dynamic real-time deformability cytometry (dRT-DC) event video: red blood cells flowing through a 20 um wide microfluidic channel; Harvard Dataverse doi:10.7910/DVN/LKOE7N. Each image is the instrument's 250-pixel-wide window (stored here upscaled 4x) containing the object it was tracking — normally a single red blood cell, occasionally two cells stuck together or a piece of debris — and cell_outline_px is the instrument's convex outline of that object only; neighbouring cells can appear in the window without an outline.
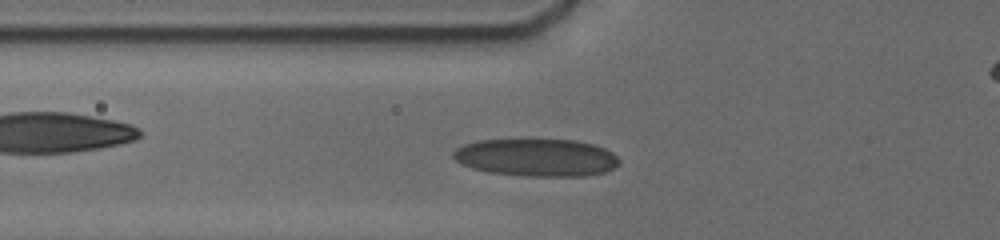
{"species": "human", "species_latin": "Homo sapiens", "temperature_condition": "cold", "stored_images_in_passage": 40, "camera_frame_rate_fps": 3000, "um_per_image_px": 0.085, "donor": {"sex": "male"}, "frame": {"image": 1, "passage_image": 10, "time_ms": 2.333, "image_size_px": [1000, 240], "cell_outline_px": [[620, 164], [604, 172], [584, 176], [520, 176], [488, 172], [472, 168], [460, 164], [452, 156], [452, 152], [456, 148], [464, 144], [476, 140], [576, 140], [596, 144], [612, 152], [620, 160]], "centroid_in_image_um": [45.59, 13.39], "position_along_channel_um": 80.2, "area_um2": 36.59}}
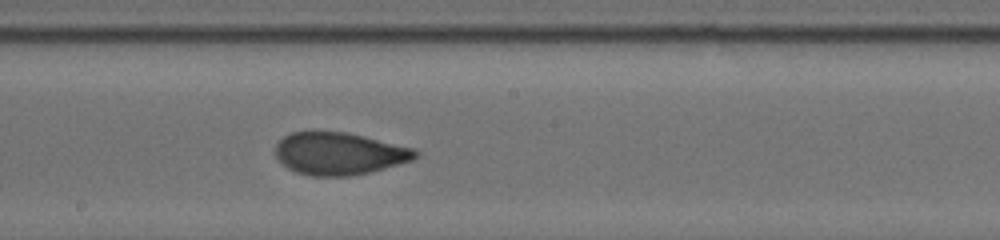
{"frame": {"image": 2, "passage_image": 20, "time_ms": 6.0, "image_size_px": [1000, 240], "cell_outline_px": [[420, 152], [412, 160], [368, 172], [348, 176], [312, 176], [296, 172], [288, 168], [276, 156], [276, 144], [284, 136], [292, 132], [348, 132], [416, 148]], "centroid_in_image_um": [28.85, 13.05], "position_along_channel_um": 219.3, "area_um2": 34.33}}
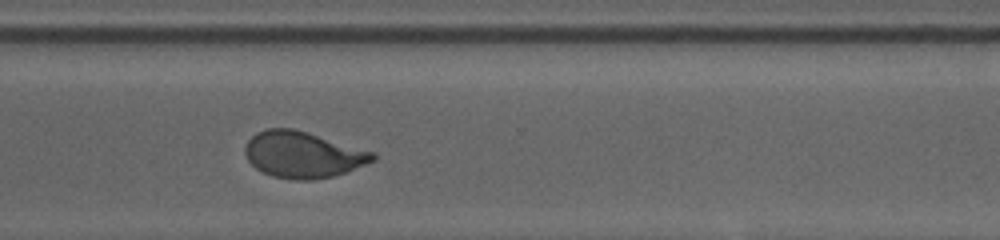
{"frame": {"image": 3, "passage_image": 30, "time_ms": 9.333, "image_size_px": [1000, 240], "cell_outline_px": [[376, 160], [344, 172], [332, 176], [312, 180], [292, 180], [272, 176], [256, 168], [248, 160], [244, 152], [244, 148], [248, 140], [256, 132], [268, 128], [292, 128], [376, 152]], "centroid_in_image_um": [25.73, 13.14], "position_along_channel_um": 344.9, "area_um2": 34.33}}